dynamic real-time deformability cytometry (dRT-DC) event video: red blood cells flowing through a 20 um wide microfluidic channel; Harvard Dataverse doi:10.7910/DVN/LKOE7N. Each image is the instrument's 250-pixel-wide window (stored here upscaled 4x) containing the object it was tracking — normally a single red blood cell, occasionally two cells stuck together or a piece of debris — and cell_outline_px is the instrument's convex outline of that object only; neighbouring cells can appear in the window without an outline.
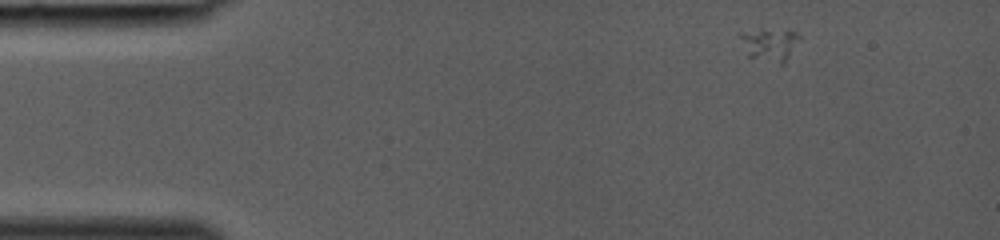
{"species": "common noctule bat (a hibernating species)", "species_latin": "Nyctalus noctula", "temperature_condition": "room temperature", "stored_images_in_passage": 35, "camera_frame_rate_fps": 3000, "um_per_image_px": 0.085, "animal": {"sex": "female", "body_mass_g": 19.0, "forearm_length_mm": 53.3}, "frame": {"image": 1, "passage_image": 1, "time_ms": 0.0, "image_size_px": [1000, 240], "cell_outline_px": [[800, 36], [784, 64], [780, 64], [748, 56], [740, 36], [740, 32], [760, 28], [796, 32]], "centroid_in_image_um": [65.4, 3.75], "position_along_channel_um": 19.6, "area_um2": 11.04}}
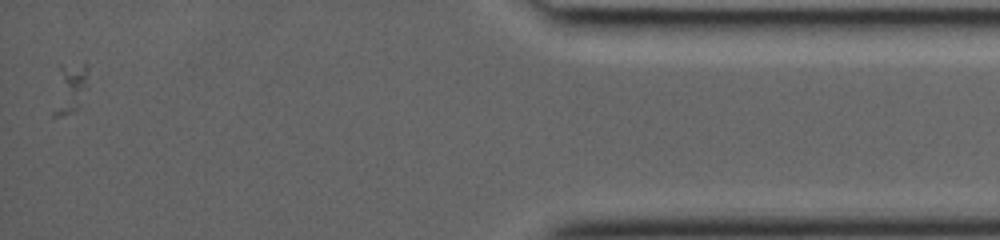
{"frame": {"image": 2, "passage_image": 35, "time_ms": 11.333, "image_size_px": [1000, 240], "cell_outline_px": [[88, 88], [80, 104], [72, 112], [60, 116], [52, 116], [52, 112], [60, 64], [88, 64]], "centroid_in_image_um": [5.96, 7.5], "position_along_channel_um": 429.2, "area_um2": 10.35}}